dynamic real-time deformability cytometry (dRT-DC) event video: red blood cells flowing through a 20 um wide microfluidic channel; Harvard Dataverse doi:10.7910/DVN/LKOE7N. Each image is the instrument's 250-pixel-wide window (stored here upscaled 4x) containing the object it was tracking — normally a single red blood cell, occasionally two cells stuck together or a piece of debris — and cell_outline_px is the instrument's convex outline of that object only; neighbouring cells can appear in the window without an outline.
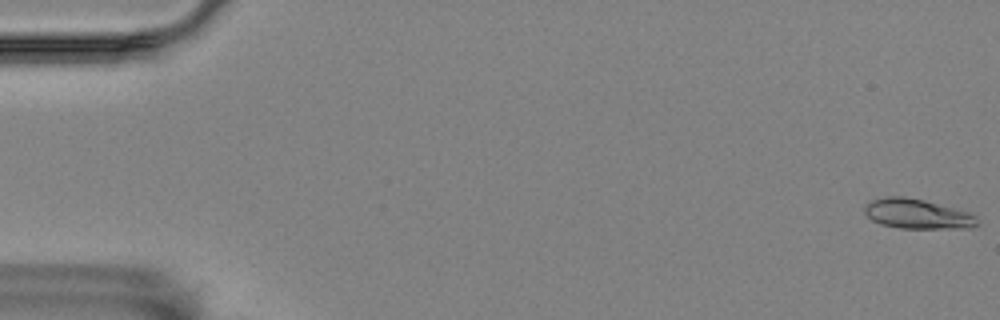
{"species": "Egyptian fruit bat (a non-hibernating species)", "species_latin": "Rousettus aegyptiacus", "temperature_condition": "room temperature", "stored_images_in_passage": 57, "camera_frame_rate_fps": 3000, "um_per_image_px": 0.085, "animal": {"sex": "female"}, "frame": {"image": 1, "passage_image": 1, "time_ms": 0.0, "image_size_px": [1000, 320], "cell_outline_px": [[976, 224], [972, 228], [900, 228], [880, 224], [872, 220], [864, 212], [864, 208], [872, 200], [888, 196], [904, 196], [924, 200], [968, 212], [976, 216]], "centroid_in_image_um": [77.95, 18.18], "position_along_channel_um": 7.1, "area_um2": 19.31}}
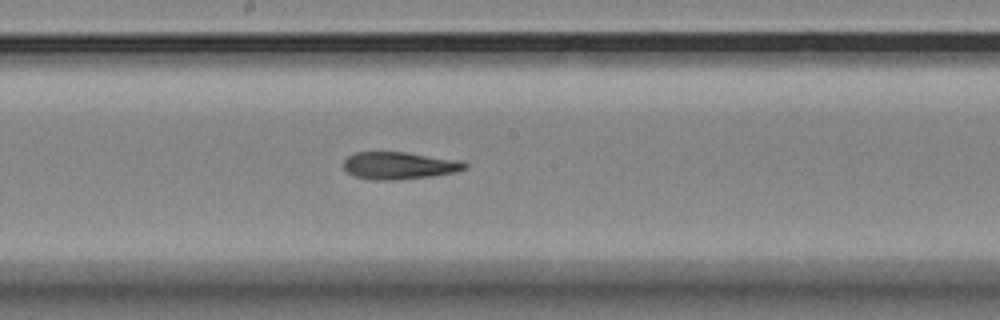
{"frame": {"image": 2, "passage_image": 31, "time_ms": 10.0, "image_size_px": [1000, 320], "cell_outline_px": [[468, 168], [456, 172], [432, 176], [396, 180], [372, 180], [356, 176], [348, 172], [344, 168], [344, 160], [348, 156], [356, 152], [408, 152], [464, 160], [468, 164]], "centroid_in_image_um": [34.01, 14.06], "position_along_channel_um": 214.2, "area_um2": 19.59}}
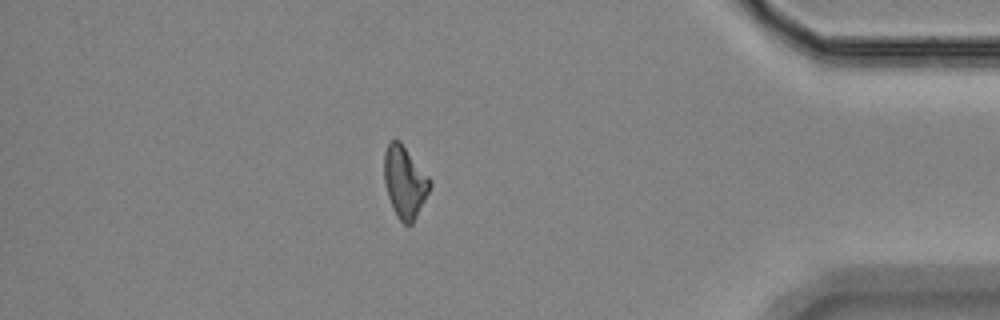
{"frame": {"image": 3, "passage_image": 50, "time_ms": 16.333, "image_size_px": [1000, 320], "cell_outline_px": [[432, 184], [412, 224], [404, 224], [396, 216], [392, 208], [388, 196], [384, 180], [384, 152], [388, 144], [392, 140], [400, 140], [432, 180]], "centroid_in_image_um": [34.4, 15.45], "position_along_channel_um": 400.8, "area_um2": 19.07}}